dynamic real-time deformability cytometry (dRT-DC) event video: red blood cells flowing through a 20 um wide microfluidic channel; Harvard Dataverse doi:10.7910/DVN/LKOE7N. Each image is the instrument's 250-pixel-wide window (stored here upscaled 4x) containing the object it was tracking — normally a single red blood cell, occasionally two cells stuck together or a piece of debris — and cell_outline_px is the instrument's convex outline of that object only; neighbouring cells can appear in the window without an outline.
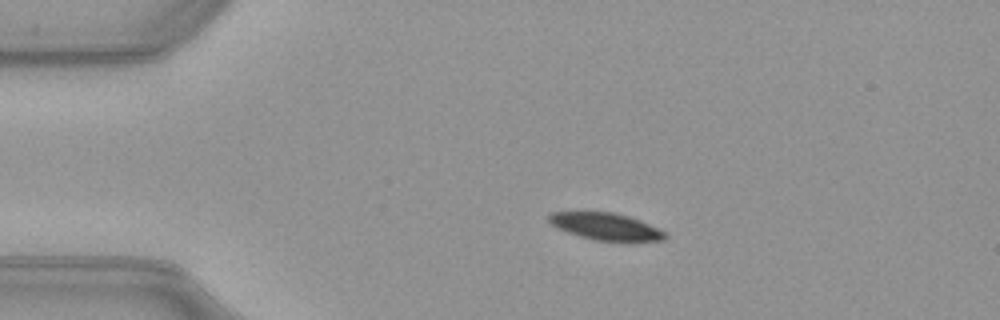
{"species": "common noctule bat (a hibernating species)", "species_latin": "Nyctalus noctula", "temperature_condition": "warm", "stored_images_in_passage": 51, "camera_frame_rate_fps": 3000, "um_per_image_px": 0.085, "animal": {"sex": "female", "body_mass_g": 21.9}, "frame": {"image": 1, "passage_image": 10, "time_ms": 3.0, "image_size_px": [1000, 320], "cell_outline_px": [[668, 236], [664, 240], [592, 240], [556, 228], [548, 220], [548, 216], [552, 212], [612, 212], [628, 216], [640, 220], [664, 232]], "centroid_in_image_um": [51.44, 19.24], "position_along_channel_um": 33.6, "area_um2": 17.86}}
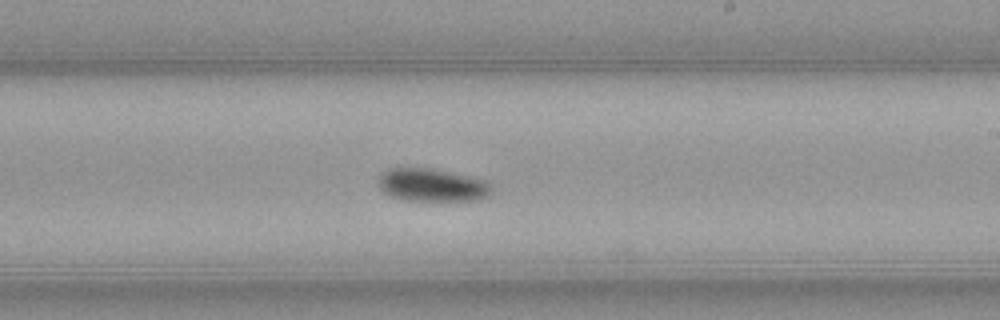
{"frame": {"image": 2, "passage_image": 30, "time_ms": 9.667, "image_size_px": [1000, 320], "cell_outline_px": [[492, 188], [488, 196], [476, 200], [404, 200], [388, 196], [380, 188], [380, 172], [388, 168], [432, 168], [452, 172], [488, 180], [492, 184]], "centroid_in_image_um": [36.74, 15.72], "position_along_channel_um": 252.3, "area_um2": 21.91}}
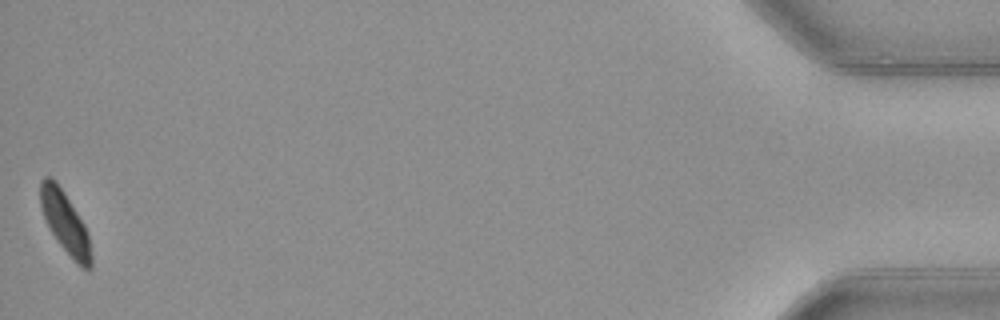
{"frame": {"image": 3, "passage_image": 51, "time_ms": 16.667, "image_size_px": [1000, 320], "cell_outline_px": [[92, 268], [88, 272], [76, 264], [56, 240], [44, 216], [40, 204], [40, 180], [44, 176], [48, 176], [56, 180], [64, 192], [84, 224], [88, 236], [92, 256]], "centroid_in_image_um": [5.55, 18.95], "position_along_channel_um": 429.7, "area_um2": 18.21}, "authors_computed_cell_mechanics": {"area_um2": 20.1144, "velocity_mm_per_s": 3.9667, "shape_relaxation_time_tau1_ms": 4.8975, "shape_relaxation_time_tau2_ms": null, "deformation_change_tau1": 0.1336, "deformation_change_tau2": null}}